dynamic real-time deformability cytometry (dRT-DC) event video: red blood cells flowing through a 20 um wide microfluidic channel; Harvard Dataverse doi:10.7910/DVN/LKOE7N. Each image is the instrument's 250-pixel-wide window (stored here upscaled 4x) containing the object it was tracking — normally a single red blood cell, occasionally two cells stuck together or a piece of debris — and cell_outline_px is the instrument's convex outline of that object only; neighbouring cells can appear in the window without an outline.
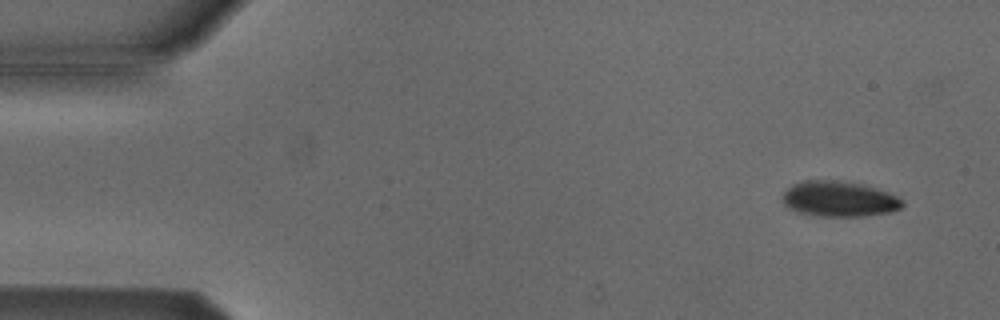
{"species": "Egyptian fruit bat (a non-hibernating species)", "species_latin": "Rousettus aegyptiacus", "temperature_condition": "cold", "stored_images_in_passage": 51, "camera_frame_rate_fps": 3000, "um_per_image_px": 0.085, "animal": {"sex": "male"}, "frame": {"image": 1, "passage_image": 4, "time_ms": 1.0, "image_size_px": [1000, 320], "cell_outline_px": [[904, 204], [900, 208], [892, 212], [864, 216], [820, 216], [796, 212], [788, 208], [780, 200], [780, 196], [792, 184], [804, 180], [836, 180], [864, 184], [888, 192], [904, 200]], "centroid_in_image_um": [71.3, 16.91], "position_along_channel_um": 13.7, "area_um2": 25.14}}
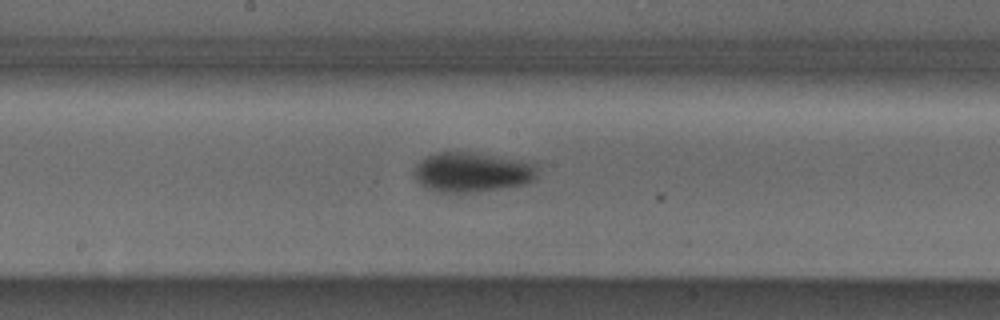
{"frame": {"image": 2, "passage_image": 28, "time_ms": 9.0, "image_size_px": [1000, 320], "cell_outline_px": [[536, 180], [528, 184], [508, 188], [472, 192], [432, 192], [420, 184], [416, 180], [412, 172], [416, 164], [420, 160], [436, 152], [472, 152], [532, 160], [536, 164]], "centroid_in_image_um": [40.18, 14.63], "position_along_channel_um": 208.0, "area_um2": 29.54}}
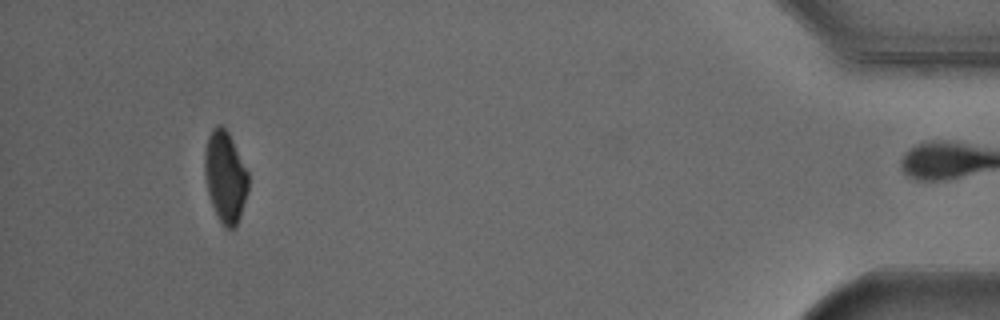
{"frame": {"image": 3, "passage_image": 50, "time_ms": 16.333, "image_size_px": [1000, 320], "cell_outline_px": [[248, 188], [240, 216], [236, 224], [232, 228], [224, 228], [212, 204], [208, 192], [204, 176], [204, 156], [208, 136], [212, 128], [220, 124], [228, 132], [248, 172]], "centroid_in_image_um": [19.13, 15.0], "position_along_channel_um": 416.1, "area_um2": 22.83}, "authors_computed_cell_mechanics": {"area_um2": 26.1256, "velocity_mm_per_s": 3.8362, "shape_relaxation_time_tau1_ms": 3.4239, "shape_relaxation_time_tau2_ms": null, "deformation_change_tau1": 0.1128, "deformation_change_tau2": null}}